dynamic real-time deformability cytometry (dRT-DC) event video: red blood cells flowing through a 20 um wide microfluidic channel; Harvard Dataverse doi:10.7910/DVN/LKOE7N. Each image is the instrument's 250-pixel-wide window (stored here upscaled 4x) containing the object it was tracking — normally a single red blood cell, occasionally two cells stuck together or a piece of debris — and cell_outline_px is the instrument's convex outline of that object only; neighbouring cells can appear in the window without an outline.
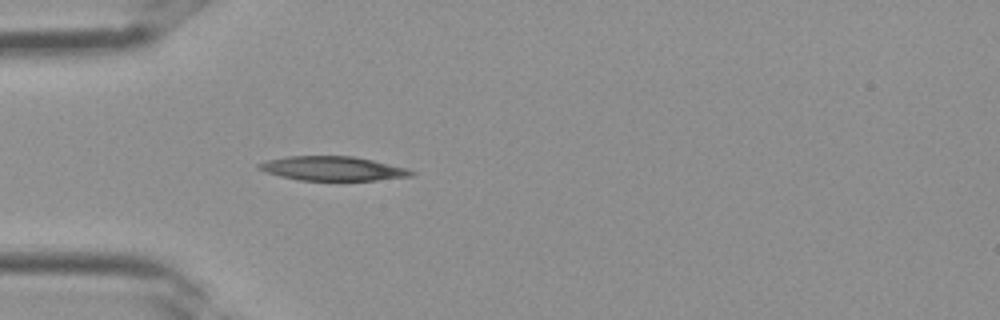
{"species": "Egyptian fruit bat (a non-hibernating species)", "species_latin": "Rousettus aegyptiacus", "temperature_condition": "room temperature", "stored_images_in_passage": 25, "camera_frame_rate_fps": 3000, "um_per_image_px": 0.085, "frame": {"image": 1, "passage_image": 1, "time_ms": 0.0, "image_size_px": [1000, 320], "cell_outline_px": [[416, 172], [412, 176], [376, 180], [300, 180], [280, 176], [264, 172], [256, 168], [256, 164], [268, 160], [288, 156], [352, 156], [372, 160], [408, 168]], "centroid_in_image_um": [28.26, 14.32], "position_along_channel_um": 56.7, "area_um2": 21.5}}
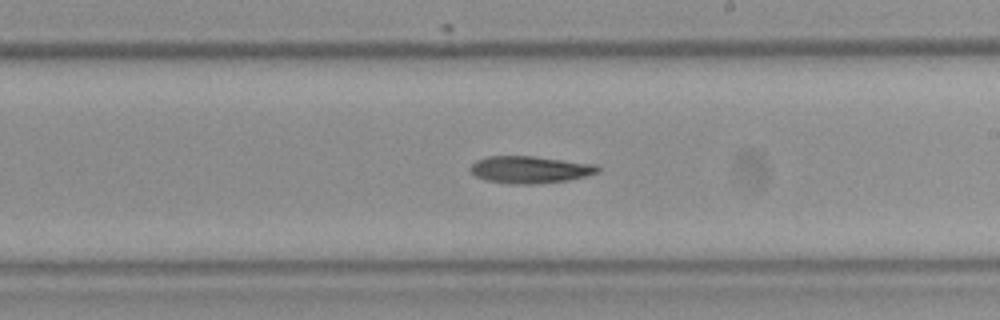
{"frame": {"image": 2, "passage_image": 11, "time_ms": 3.333, "image_size_px": [1000, 320], "cell_outline_px": [[600, 172], [588, 176], [568, 180], [532, 184], [508, 184], [484, 180], [476, 176], [468, 168], [476, 160], [484, 156], [536, 156], [596, 164], [600, 168]], "centroid_in_image_um": [45.05, 14.41], "position_along_channel_um": 244.0, "area_um2": 20.46}}
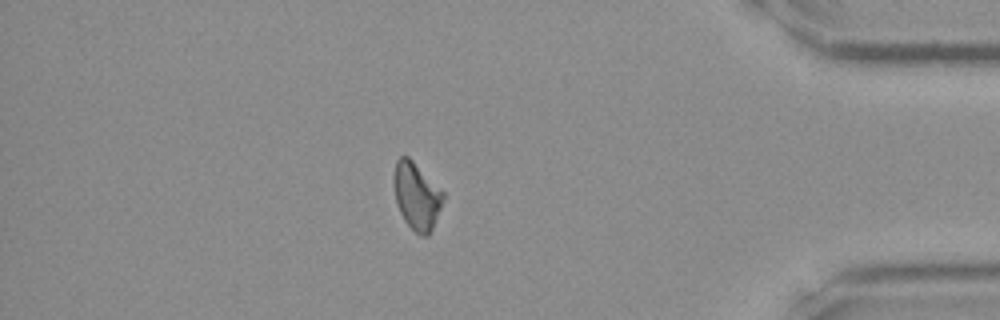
{"frame": {"image": 3, "passage_image": 21, "time_ms": 6.667, "image_size_px": [1000, 320], "cell_outline_px": [[444, 200], [432, 228], [428, 236], [420, 236], [404, 220], [396, 204], [392, 180], [396, 160], [400, 156], [408, 156], [444, 192]], "centroid_in_image_um": [35.39, 16.65], "position_along_channel_um": 399.8, "area_um2": 19.31}}